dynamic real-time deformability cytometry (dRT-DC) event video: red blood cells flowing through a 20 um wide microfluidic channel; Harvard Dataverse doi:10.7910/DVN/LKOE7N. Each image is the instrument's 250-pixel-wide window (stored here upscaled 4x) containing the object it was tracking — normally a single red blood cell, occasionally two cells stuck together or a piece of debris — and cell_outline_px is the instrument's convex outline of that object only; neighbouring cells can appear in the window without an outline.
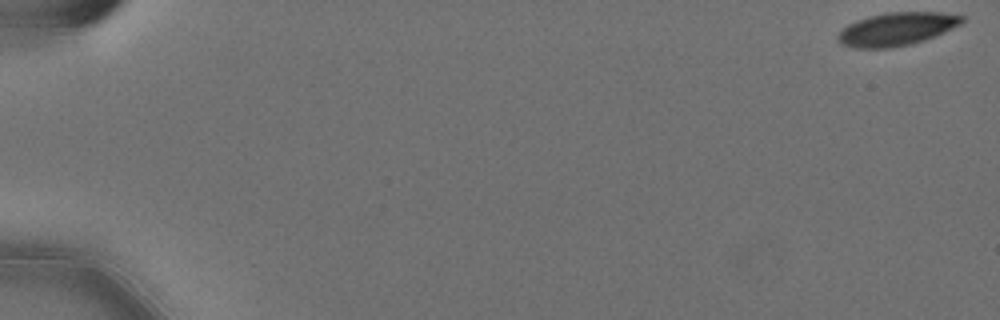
{"species": "Egyptian fruit bat (a non-hibernating species)", "species_latin": "Rousettus aegyptiacus", "temperature_condition": "cold", "stored_images_in_passage": 12, "camera_frame_rate_fps": 3000, "um_per_image_px": 0.085, "animal": {"sex": "female"}, "frame": {"image": 1, "passage_image": 1, "time_ms": 0.0, "image_size_px": [1000, 320], "cell_outline_px": [[964, 20], [960, 24], [936, 36], [912, 44], [888, 48], [852, 48], [840, 44], [836, 40], [836, 36], [848, 24], [856, 20], [868, 16], [888, 12], [940, 12], [964, 16]], "centroid_in_image_um": [76.18, 2.47], "position_along_channel_um": 8.8, "area_um2": 24.04}}